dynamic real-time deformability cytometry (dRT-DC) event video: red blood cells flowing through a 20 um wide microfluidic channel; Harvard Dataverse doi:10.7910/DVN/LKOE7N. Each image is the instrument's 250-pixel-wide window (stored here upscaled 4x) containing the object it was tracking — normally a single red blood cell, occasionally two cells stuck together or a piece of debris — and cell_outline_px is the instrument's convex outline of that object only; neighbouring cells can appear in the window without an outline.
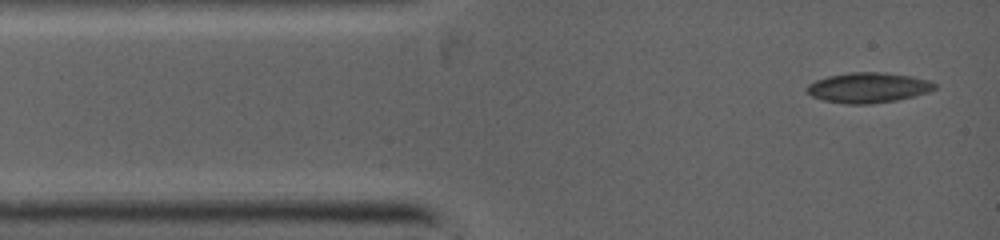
{"species": "common noctule bat (a hibernating species)", "species_latin": "Nyctalus noctula", "temperature_condition": "warm", "stored_images_in_passage": 34, "camera_frame_rate_fps": 5000, "um_per_image_px": 0.085, "animal": {"sex": "female", "body_mass_g": 19.0, "forearm_length_mm": 53.3}, "frame": {"image": 1, "passage_image": 1, "time_ms": 0.0, "image_size_px": [1000, 240], "cell_outline_px": [[936, 88], [928, 92], [896, 100], [868, 104], [848, 104], [824, 100], [812, 96], [808, 92], [808, 84], [816, 80], [828, 76], [848, 72], [884, 72], [912, 76], [932, 80], [936, 84]], "centroid_in_image_um": [73.83, 7.43], "position_along_channel_um": 11.2, "area_um2": 22.43}}
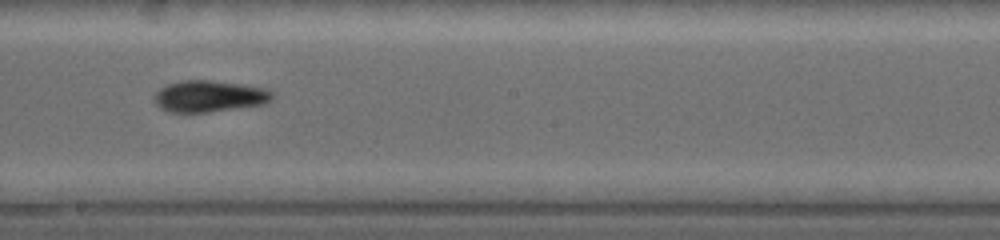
{"frame": {"image": 2, "passage_image": 15, "time_ms": 5.6, "image_size_px": [1000, 240], "cell_outline_px": [[276, 92], [268, 100], [260, 104], [208, 112], [168, 112], [160, 108], [156, 104], [152, 96], [160, 88], [168, 84], [180, 80], [212, 80], [244, 84], [268, 88]], "centroid_in_image_um": [17.75, 8.16], "position_along_channel_um": 230.4, "area_um2": 21.73}}
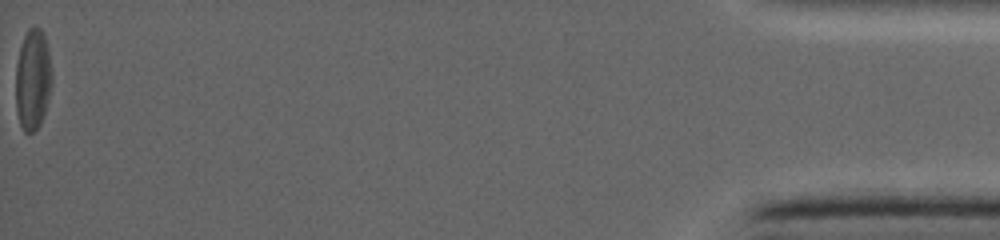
{"frame": {"image": 3, "passage_image": 34, "time_ms": 12.8, "image_size_px": [1000, 240], "cell_outline_px": [[52, 84], [44, 112], [40, 124], [32, 132], [24, 132], [20, 124], [16, 112], [16, 64], [20, 48], [24, 36], [28, 28], [40, 28], [44, 32], [48, 48], [52, 72]], "centroid_in_image_um": [2.79, 6.74], "position_along_channel_um": 432.4, "area_um2": 21.27}}